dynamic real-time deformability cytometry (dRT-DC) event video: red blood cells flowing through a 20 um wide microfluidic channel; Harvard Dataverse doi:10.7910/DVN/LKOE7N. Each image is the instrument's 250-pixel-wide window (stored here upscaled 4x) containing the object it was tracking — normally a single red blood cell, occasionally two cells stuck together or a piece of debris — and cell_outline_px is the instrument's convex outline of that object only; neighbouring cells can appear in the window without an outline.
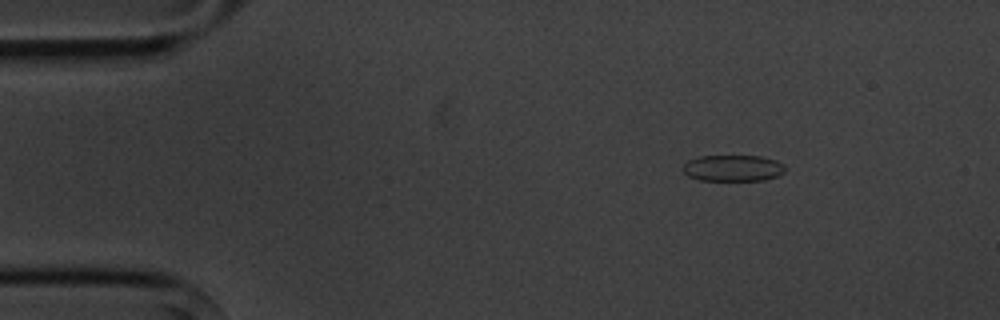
{"species": "common noctule bat (a hibernating species)", "species_latin": "Nyctalus noctula", "temperature_condition": "cold", "stored_images_in_passage": 7, "camera_frame_rate_fps": 3000, "um_per_image_px": 0.085, "animal": {"sex": "male", "body_mass_g": 20.1, "forearm_length_mm": 53.5}, "frame": {"image": 1, "passage_image": 2, "time_ms": 1.333, "image_size_px": [1000, 320], "cell_outline_px": [[784, 172], [780, 176], [764, 180], [700, 180], [688, 176], [680, 168], [688, 160], [700, 156], [760, 156], [776, 160], [784, 164]], "centroid_in_image_um": [62.3, 14.29], "position_along_channel_um": 22.7, "area_um2": 15.78}}
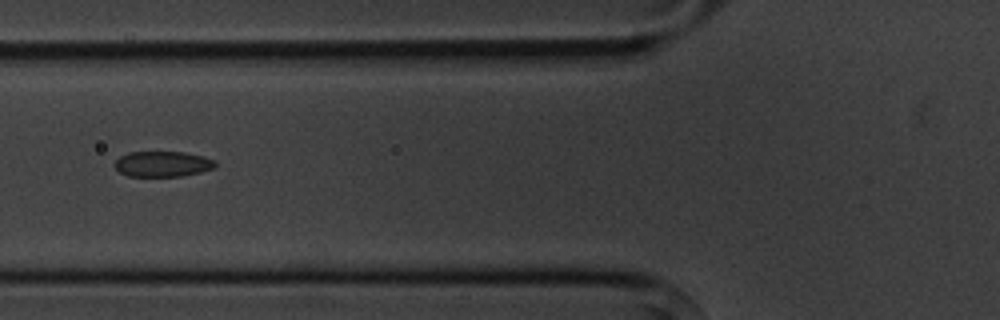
{"frame": {"image": 2, "passage_image": 5, "time_ms": 5.667, "image_size_px": [1000, 320], "cell_outline_px": [[216, 168], [184, 176], [128, 176], [120, 172], [116, 168], [116, 160], [120, 156], [128, 152], [184, 152], [204, 156], [216, 160]], "centroid_in_image_um": [13.87, 13.93], "position_along_channel_um": 111.9, "area_um2": 15.03}}
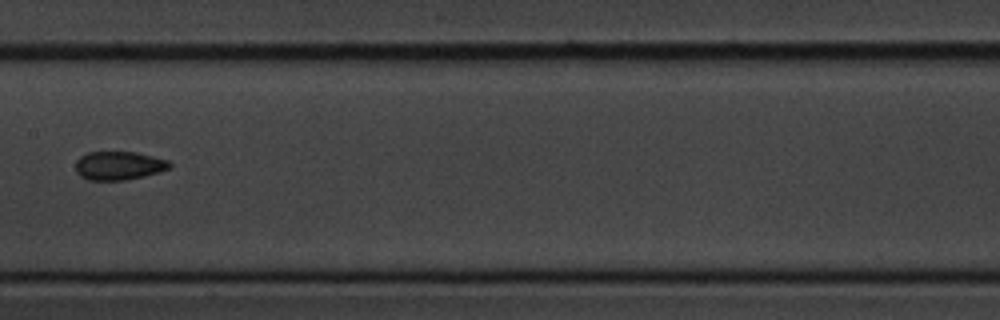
{"frame": {"image": 3, "passage_image": 7, "time_ms": 8.0, "image_size_px": [1000, 320], "cell_outline_px": [[172, 168], [160, 172], [144, 176], [124, 180], [88, 180], [80, 176], [76, 172], [76, 160], [80, 156], [88, 152], [136, 152], [168, 160], [172, 164]], "centroid_in_image_um": [10.11, 14.08], "position_along_channel_um": 197.3, "area_um2": 15.78}}